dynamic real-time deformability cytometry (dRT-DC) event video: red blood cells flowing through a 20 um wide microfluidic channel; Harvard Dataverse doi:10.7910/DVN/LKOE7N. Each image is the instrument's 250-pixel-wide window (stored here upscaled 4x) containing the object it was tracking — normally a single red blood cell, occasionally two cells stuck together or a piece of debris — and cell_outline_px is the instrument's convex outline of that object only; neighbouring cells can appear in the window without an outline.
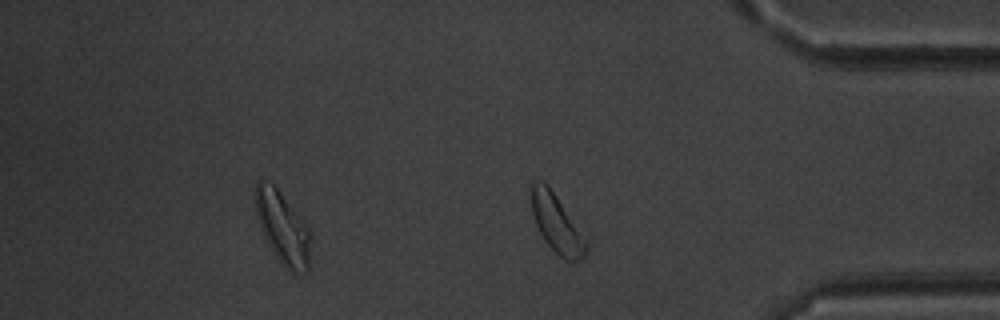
{"species": "common noctule bat (a hibernating species)", "species_latin": "Nyctalus noctula", "temperature_condition": "warm", "stored_images_in_passage": 38, "segment_of_instrument_passage": [2, 2], "camera_frame_rate_fps": 3000, "um_per_image_px": 0.085, "animal": {"sex": "male", "body_mass_g": 20.1, "forearm_length_mm": 53.5}, "frame": {"image": 1, "passage_image": 38, "time_ms": 12.333, "image_size_px": [1000, 320], "cell_outline_px": [[592, 240], [584, 256], [580, 260], [568, 264], [544, 240], [536, 224], [532, 212], [532, 180], [540, 180], [548, 184]], "centroid_in_image_um": [47.44, 19.04], "position_along_channel_um": 387.8, "area_um2": 19.59}}